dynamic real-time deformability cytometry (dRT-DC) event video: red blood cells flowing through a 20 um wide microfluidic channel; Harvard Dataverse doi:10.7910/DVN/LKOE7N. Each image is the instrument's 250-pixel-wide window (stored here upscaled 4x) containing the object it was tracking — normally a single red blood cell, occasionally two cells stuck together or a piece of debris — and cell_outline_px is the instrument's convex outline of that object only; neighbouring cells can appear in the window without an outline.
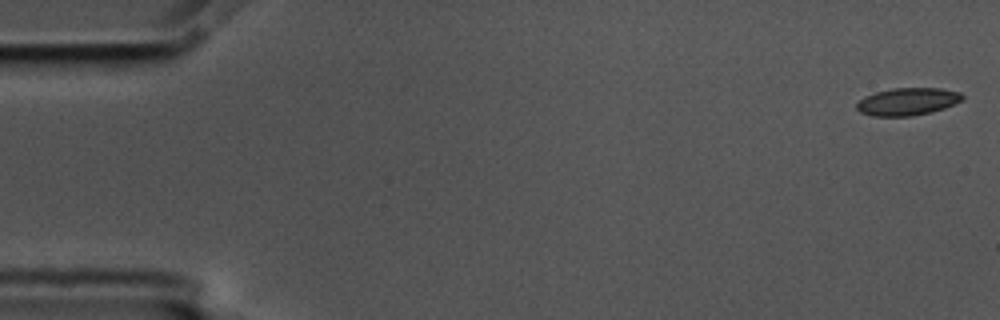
{"species": "common noctule bat (a hibernating species)", "species_latin": "Nyctalus noctula", "temperature_condition": "cold", "stored_images_in_passage": 56, "camera_frame_rate_fps": 3000, "um_per_image_px": 0.085, "animal": {"sex": "male", "body_mass_g": 17.5, "forearm_length_mm": 52.3}, "frame": {"image": 1, "passage_image": 1, "time_ms": 0.0, "image_size_px": [1000, 320], "cell_outline_px": [[964, 100], [944, 108], [932, 112], [912, 116], [872, 116], [860, 112], [856, 108], [856, 104], [864, 96], [876, 92], [892, 88], [940, 88], [960, 92], [964, 96]], "centroid_in_image_um": [77.15, 8.63], "position_along_channel_um": 7.8, "area_um2": 17.05}}
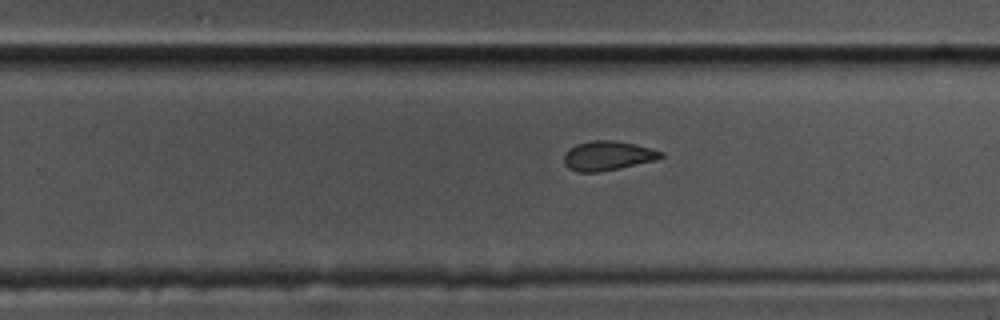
{"frame": {"image": 2, "passage_image": 35, "time_ms": 11.333, "image_size_px": [1000, 320], "cell_outline_px": [[664, 156], [656, 160], [620, 168], [600, 172], [576, 172], [568, 168], [564, 164], [564, 152], [568, 148], [576, 144], [592, 140], [612, 140], [636, 144], [652, 148], [664, 152]], "centroid_in_image_um": [51.64, 13.23], "position_along_channel_um": 278.2, "area_um2": 16.88}}
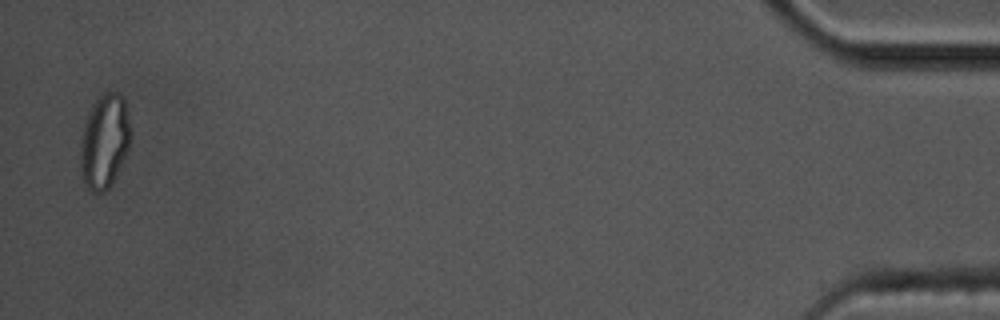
{"frame": {"image": 3, "passage_image": 55, "time_ms": 18.0, "image_size_px": [1000, 320], "cell_outline_px": [[132, 136], [128, 148], [112, 184], [104, 192], [92, 192], [84, 184], [80, 168], [80, 144], [84, 124], [96, 100], [104, 92], [116, 92], [124, 96]], "centroid_in_image_um": [8.89, 12.03], "position_along_channel_um": 426.3, "area_um2": 27.51}, "authors_computed_cell_mechanics": {"area_um2": 17.3689, "velocity_mm_per_s": 3.575, "shape_relaxation_time_tau1_ms": 4.0968, "shape_relaxation_time_tau2_ms": 3.22, "deformation_change_tau1": 0.1169, "deformation_change_tau2": 0.0806}}